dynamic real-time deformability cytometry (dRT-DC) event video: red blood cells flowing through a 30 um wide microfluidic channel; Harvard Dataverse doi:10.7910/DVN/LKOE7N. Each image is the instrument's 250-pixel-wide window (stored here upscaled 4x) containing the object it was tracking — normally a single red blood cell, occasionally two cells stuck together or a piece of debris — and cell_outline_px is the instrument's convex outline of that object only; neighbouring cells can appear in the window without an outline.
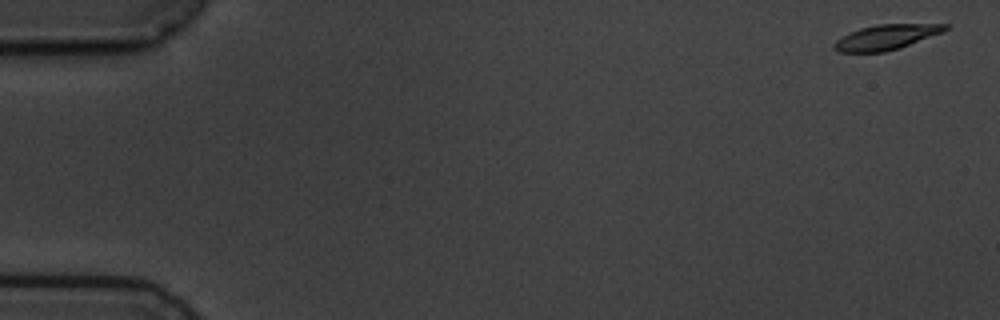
{"species": "common noctule bat (a hibernating species)", "species_latin": "Nyctalus noctula", "temperature_condition": "cold", "stored_images_in_passage": 7, "camera_frame_rate_fps": 3000, "um_per_image_px": 0.085, "animal": {"sex": "male", "body_mass_g": 19.5, "forearm_length_mm": 54.6}, "frame": {"image": 1, "passage_image": 1, "time_ms": 0.0, "image_size_px": [1000, 320], "cell_outline_px": [[948, 28], [944, 32], [900, 48], [884, 52], [840, 52], [832, 44], [836, 40], [860, 28], [876, 24], [948, 24]], "centroid_in_image_um": [75.37, 3.15], "position_along_channel_um": 9.6, "area_um2": 16.07}}
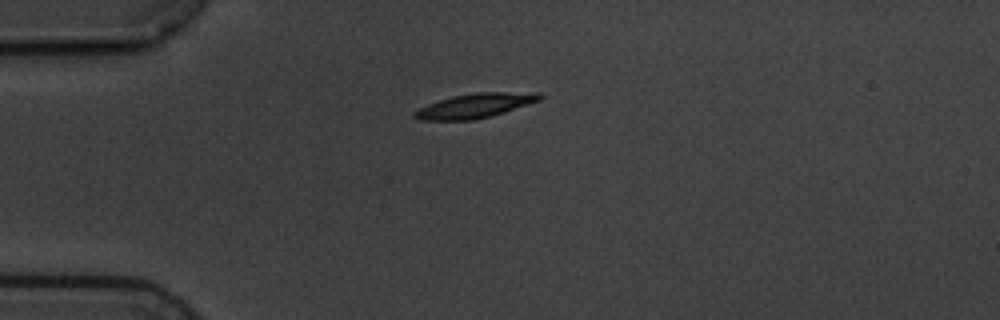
{"frame": {"image": 2, "passage_image": 5, "time_ms": 4.333, "image_size_px": [1000, 320], "cell_outline_px": [[544, 96], [540, 100], [492, 116], [472, 120], [420, 120], [412, 116], [412, 112], [428, 104], [452, 96], [476, 92], [540, 92]], "centroid_in_image_um": [40.4, 8.98], "position_along_channel_um": 44.6, "area_um2": 17.86}}
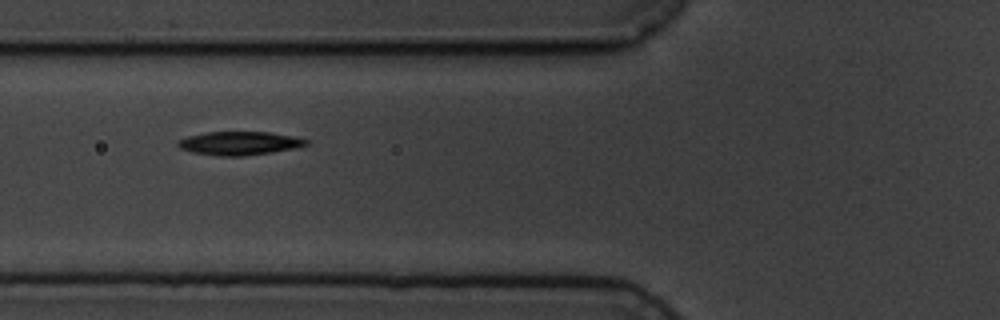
{"frame": {"image": 3, "passage_image": 7, "time_ms": 6.667, "image_size_px": [1000, 320], "cell_outline_px": [[312, 144], [300, 148], [244, 156], [220, 156], [192, 152], [180, 148], [176, 144], [176, 140], [188, 136], [208, 132], [268, 132], [292, 136], [308, 140]], "centroid_in_image_um": [20.39, 12.18], "position_along_channel_um": 105.4, "area_um2": 17.74}}